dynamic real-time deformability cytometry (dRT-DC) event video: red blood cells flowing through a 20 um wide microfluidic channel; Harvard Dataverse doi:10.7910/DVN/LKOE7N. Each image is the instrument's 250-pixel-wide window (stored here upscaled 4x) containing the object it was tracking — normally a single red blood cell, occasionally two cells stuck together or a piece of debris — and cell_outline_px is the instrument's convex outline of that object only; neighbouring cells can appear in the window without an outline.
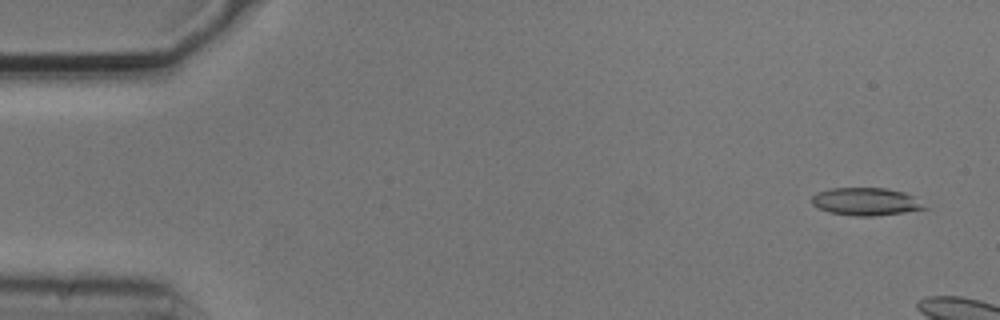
{"species": "common noctule bat (a hibernating species)", "species_latin": "Nyctalus noctula", "temperature_condition": "cold", "stored_images_in_passage": 4, "camera_frame_rate_fps": 3000, "um_per_image_px": 0.085, "animal": {"sex": "male", "body_mass_g": 20.5, "forearm_length_mm": 52.5}, "frame": {"image": 1, "passage_image": 1, "time_ms": 0.0, "image_size_px": [1000, 320], "cell_outline_px": [[932, 208], [904, 212], [872, 216], [856, 216], [828, 212], [816, 208], [812, 204], [812, 196], [816, 192], [828, 188], [888, 188], [904, 192], [912, 196]], "centroid_in_image_um": [73.59, 17.13], "position_along_channel_um": 11.4, "area_um2": 18.44}}